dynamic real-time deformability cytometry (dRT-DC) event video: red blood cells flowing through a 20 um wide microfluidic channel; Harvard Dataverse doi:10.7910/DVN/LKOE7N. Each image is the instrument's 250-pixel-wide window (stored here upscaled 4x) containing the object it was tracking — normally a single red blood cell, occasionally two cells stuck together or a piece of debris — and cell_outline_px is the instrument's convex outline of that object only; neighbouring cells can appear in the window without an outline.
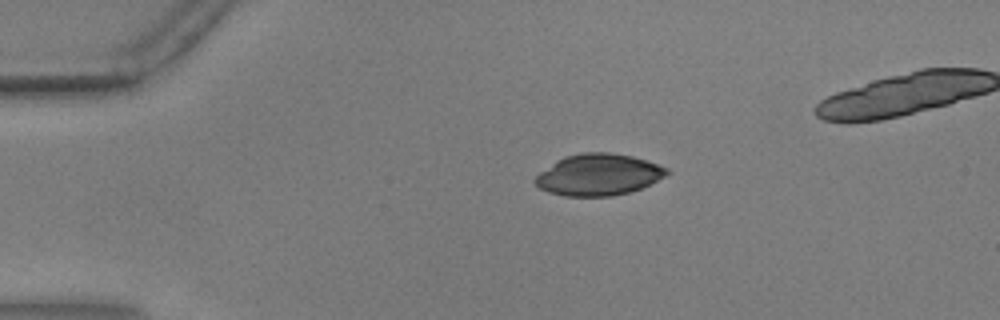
{"species": "common noctule bat (a hibernating species)", "species_latin": "Nyctalus noctula", "temperature_condition": "warm", "stored_images_in_passage": 50, "camera_frame_rate_fps": 3000, "um_per_image_px": 0.085, "animal": {"sex": "male", "body_mass_g": 17.9, "forearm_length_mm": 54.2}, "frame": {"image": 1, "passage_image": 12, "time_ms": 3.667, "image_size_px": [1000, 320], "cell_outline_px": [[660, 172], [652, 180], [636, 188], [620, 192], [560, 192], [564, 160], [576, 156], [620, 156], [640, 160], [652, 164], [660, 168]], "centroid_in_image_um": [51.47, 14.79], "position_along_channel_um": 33.5, "area_um2": 21.79}}
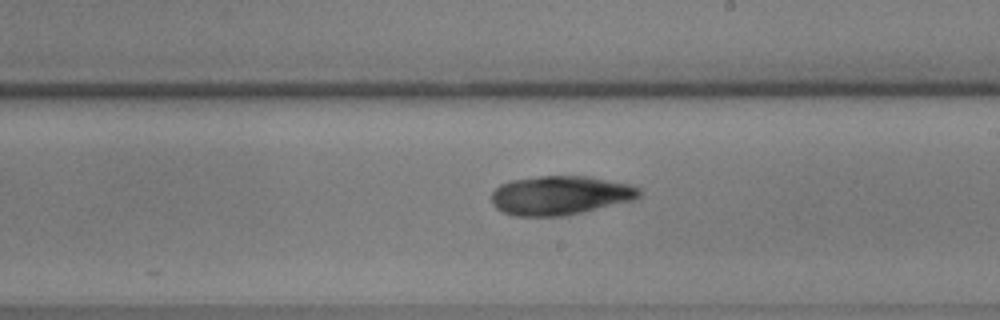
{"frame": {"image": 2, "passage_image": 33, "time_ms": 10.667, "image_size_px": [1000, 320], "cell_outline_px": [[632, 192], [628, 196], [576, 208], [556, 212], [520, 212], [520, 208], [540, 180], [568, 180], [624, 188]], "centroid_in_image_um": [48.36, 16.63], "position_along_channel_um": 240.6, "area_um2": 17.11}}
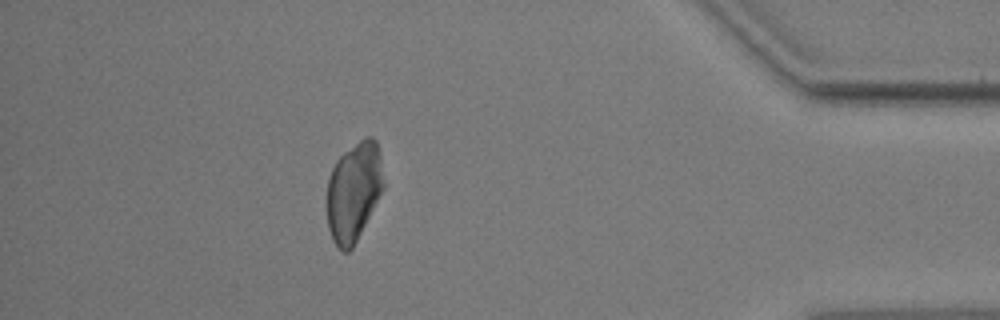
{"frame": {"image": 3, "passage_image": 50, "time_ms": 16.333, "image_size_px": [1000, 320], "cell_outline_px": [[376, 192], [352, 244], [348, 248], [336, 240], [332, 232], [328, 216], [328, 188], [332, 176], [372, 180], [376, 184]], "centroid_in_image_um": [29.64, 17.54], "position_along_channel_um": 405.6, "area_um2": 17.4}}